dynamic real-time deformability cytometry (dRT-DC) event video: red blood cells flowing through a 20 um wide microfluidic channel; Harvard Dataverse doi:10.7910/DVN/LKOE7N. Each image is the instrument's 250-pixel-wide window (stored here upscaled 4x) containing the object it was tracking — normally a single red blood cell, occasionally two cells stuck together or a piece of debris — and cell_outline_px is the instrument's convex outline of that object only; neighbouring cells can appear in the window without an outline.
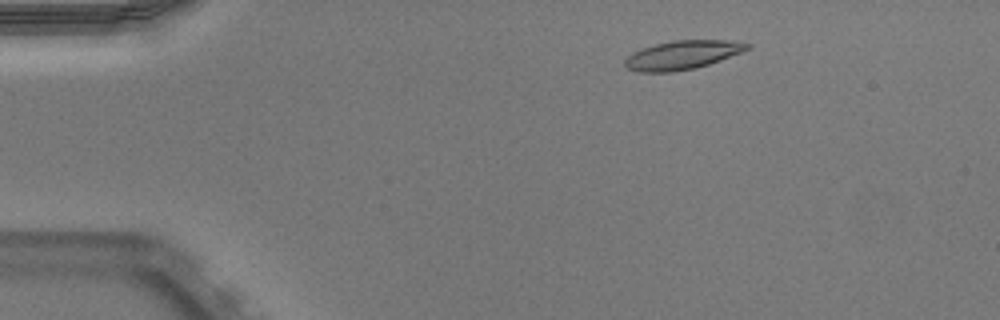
{"species": "Egyptian fruit bat (a non-hibernating species)", "species_latin": "Rousettus aegyptiacus", "temperature_condition": "warm", "stored_images_in_passage": 45, "camera_frame_rate_fps": 3000, "um_per_image_px": 0.085, "animal": {"sex": "male"}, "frame": {"image": 1, "passage_image": 2, "time_ms": 0.333, "image_size_px": [1000, 320], "cell_outline_px": [[752, 48], [720, 60], [696, 68], [672, 72], [636, 72], [628, 68], [624, 64], [624, 60], [632, 52], [640, 48], [652, 44], [672, 40], [728, 40], [752, 44]], "centroid_in_image_um": [57.98, 4.66], "position_along_channel_um": 27.0, "area_um2": 20.75}}
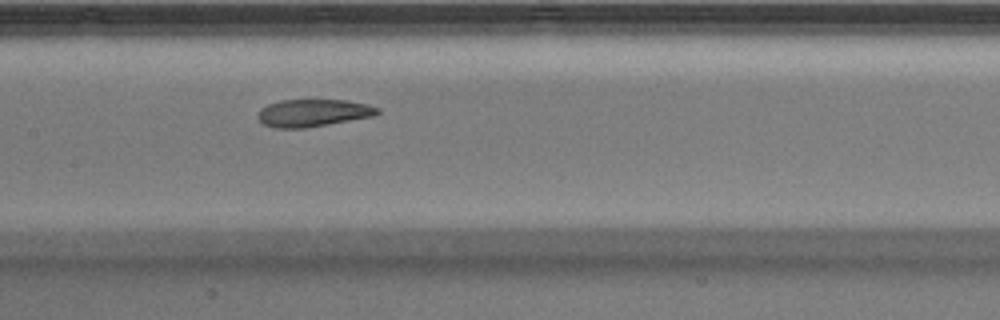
{"frame": {"image": 2, "passage_image": 19, "time_ms": 6.0, "image_size_px": [1000, 320], "cell_outline_px": [[380, 112], [376, 116], [304, 128], [272, 128], [264, 124], [256, 116], [260, 108], [268, 104], [280, 100], [348, 100], [368, 104], [380, 108]], "centroid_in_image_um": [26.63, 9.59], "position_along_channel_um": 180.8, "area_um2": 19.31}}
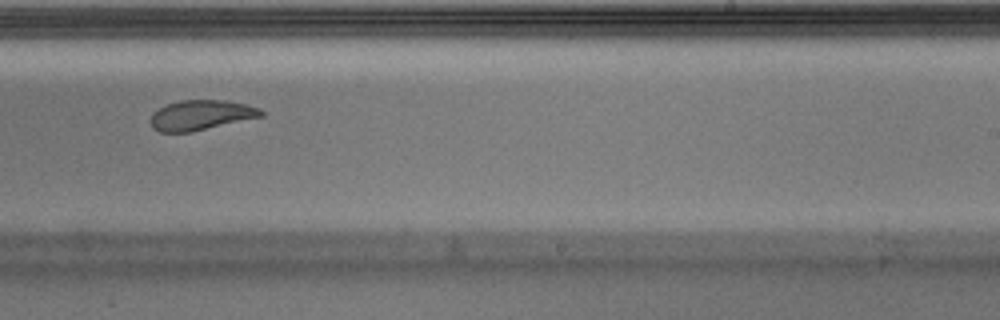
{"frame": {"image": 3, "passage_image": 26, "time_ms": 8.333, "image_size_px": [1000, 320], "cell_outline_px": [[264, 116], [192, 132], [160, 132], [152, 128], [152, 112], [168, 104], [180, 100], [224, 100], [248, 104], [260, 108], [264, 112]], "centroid_in_image_um": [17.13, 9.78], "position_along_channel_um": 271.9, "area_um2": 19.36}, "authors_computed_cell_mechanics": {"area_um2": 20.7502, "velocity_mm_per_s": 3.9267, "shape_relaxation_time_tau1_ms": null, "shape_relaxation_time_tau2_ms": 2.3694, "deformation_change_tau1": null, "deformation_change_tau2": 0.0968}}